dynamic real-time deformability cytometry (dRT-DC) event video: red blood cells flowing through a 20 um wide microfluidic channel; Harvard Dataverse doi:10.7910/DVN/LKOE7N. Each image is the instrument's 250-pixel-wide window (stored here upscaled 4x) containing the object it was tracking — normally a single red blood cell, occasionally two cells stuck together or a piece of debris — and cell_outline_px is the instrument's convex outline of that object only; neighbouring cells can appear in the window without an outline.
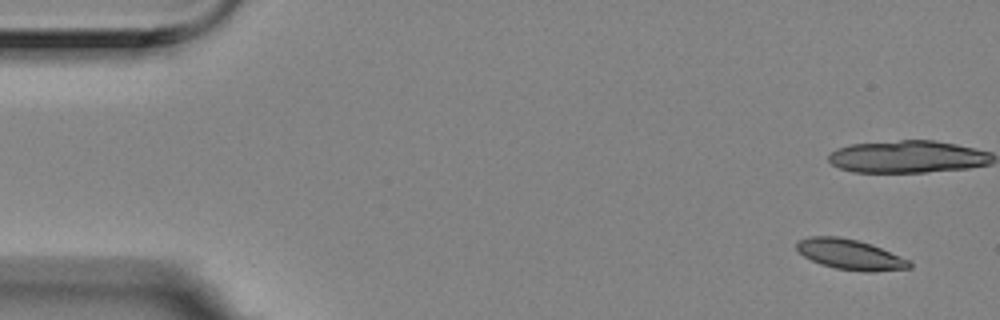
{"species": "Egyptian fruit bat (a non-hibernating species)", "species_latin": "Rousettus aegyptiacus", "temperature_condition": "room temperature", "stored_images_in_passage": 6, "camera_frame_rate_fps": 3000, "um_per_image_px": 0.085, "animal": {"sex": "female"}, "frame": {"image": 1, "passage_image": 1, "time_ms": 0.0, "image_size_px": [1000, 320], "cell_outline_px": [[912, 268], [872, 272], [868, 272], [836, 268], [820, 264], [804, 256], [796, 248], [796, 240], [812, 236], [836, 236], [856, 240], [872, 244], [908, 260], [912, 264]], "centroid_in_image_um": [72.25, 21.63], "position_along_channel_um": 12.8, "area_um2": 19.77}}
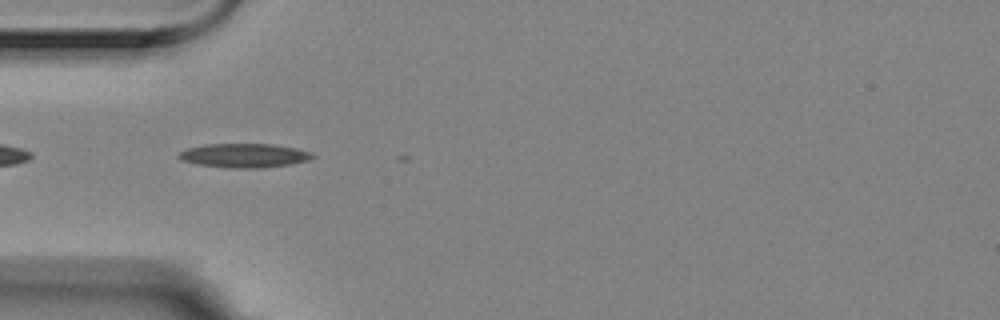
{"frame": {"image": 2, "passage_image": 6, "time_ms": 1.667, "image_size_px": [1000, 320], "cell_outline_px": [[316, 156], [308, 160], [292, 164], [264, 168], [228, 168], [200, 164], [180, 160], [176, 156], [180, 152], [188, 148], [204, 144], [272, 144], [296, 148], [312, 152]], "centroid_in_image_um": [20.78, 13.22], "position_along_channel_um": 64.2, "area_um2": 18.84}}